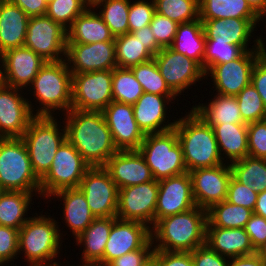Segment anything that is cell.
<instances>
[{
    "label": "cell",
    "mask_w": 266,
    "mask_h": 266,
    "mask_svg": "<svg viewBox=\"0 0 266 266\" xmlns=\"http://www.w3.org/2000/svg\"><path fill=\"white\" fill-rule=\"evenodd\" d=\"M59 118L65 123L66 139L90 167L104 166L118 151L103 112L70 109Z\"/></svg>",
    "instance_id": "obj_1"
},
{
    "label": "cell",
    "mask_w": 266,
    "mask_h": 266,
    "mask_svg": "<svg viewBox=\"0 0 266 266\" xmlns=\"http://www.w3.org/2000/svg\"><path fill=\"white\" fill-rule=\"evenodd\" d=\"M27 92L31 98L27 100L35 116H59V112H62L61 115L67 113L72 105V73L66 60L46 62L27 88Z\"/></svg>",
    "instance_id": "obj_2"
},
{
    "label": "cell",
    "mask_w": 266,
    "mask_h": 266,
    "mask_svg": "<svg viewBox=\"0 0 266 266\" xmlns=\"http://www.w3.org/2000/svg\"><path fill=\"white\" fill-rule=\"evenodd\" d=\"M38 213L30 214L32 216L19 229V256L24 254L21 258L28 266H49L60 263L57 258L62 251L63 240L68 239H63V236L68 233L61 231L63 230L60 229L61 222L55 220L54 214L43 215V210Z\"/></svg>",
    "instance_id": "obj_3"
},
{
    "label": "cell",
    "mask_w": 266,
    "mask_h": 266,
    "mask_svg": "<svg viewBox=\"0 0 266 266\" xmlns=\"http://www.w3.org/2000/svg\"><path fill=\"white\" fill-rule=\"evenodd\" d=\"M207 211L196 206L160 219L151 228L154 250L192 252L206 244Z\"/></svg>",
    "instance_id": "obj_4"
},
{
    "label": "cell",
    "mask_w": 266,
    "mask_h": 266,
    "mask_svg": "<svg viewBox=\"0 0 266 266\" xmlns=\"http://www.w3.org/2000/svg\"><path fill=\"white\" fill-rule=\"evenodd\" d=\"M178 117L174 129L187 171L224 164L213 128L192 109Z\"/></svg>",
    "instance_id": "obj_5"
},
{
    "label": "cell",
    "mask_w": 266,
    "mask_h": 266,
    "mask_svg": "<svg viewBox=\"0 0 266 266\" xmlns=\"http://www.w3.org/2000/svg\"><path fill=\"white\" fill-rule=\"evenodd\" d=\"M57 117L35 116L21 137L27 147L32 169L39 179L48 172L58 148L66 140L65 123Z\"/></svg>",
    "instance_id": "obj_6"
},
{
    "label": "cell",
    "mask_w": 266,
    "mask_h": 266,
    "mask_svg": "<svg viewBox=\"0 0 266 266\" xmlns=\"http://www.w3.org/2000/svg\"><path fill=\"white\" fill-rule=\"evenodd\" d=\"M0 186L3 191L40 193V179L22 138H0Z\"/></svg>",
    "instance_id": "obj_7"
},
{
    "label": "cell",
    "mask_w": 266,
    "mask_h": 266,
    "mask_svg": "<svg viewBox=\"0 0 266 266\" xmlns=\"http://www.w3.org/2000/svg\"><path fill=\"white\" fill-rule=\"evenodd\" d=\"M138 151L157 181L188 172L175 129L146 134Z\"/></svg>",
    "instance_id": "obj_8"
},
{
    "label": "cell",
    "mask_w": 266,
    "mask_h": 266,
    "mask_svg": "<svg viewBox=\"0 0 266 266\" xmlns=\"http://www.w3.org/2000/svg\"><path fill=\"white\" fill-rule=\"evenodd\" d=\"M89 164L66 139L58 148L48 172L40 179L41 200L56 191L66 188H78Z\"/></svg>",
    "instance_id": "obj_9"
},
{
    "label": "cell",
    "mask_w": 266,
    "mask_h": 266,
    "mask_svg": "<svg viewBox=\"0 0 266 266\" xmlns=\"http://www.w3.org/2000/svg\"><path fill=\"white\" fill-rule=\"evenodd\" d=\"M112 101V70L72 73L71 109L102 112Z\"/></svg>",
    "instance_id": "obj_10"
},
{
    "label": "cell",
    "mask_w": 266,
    "mask_h": 266,
    "mask_svg": "<svg viewBox=\"0 0 266 266\" xmlns=\"http://www.w3.org/2000/svg\"><path fill=\"white\" fill-rule=\"evenodd\" d=\"M24 46L46 62L62 61L66 58L67 30L47 15L30 17Z\"/></svg>",
    "instance_id": "obj_11"
},
{
    "label": "cell",
    "mask_w": 266,
    "mask_h": 266,
    "mask_svg": "<svg viewBox=\"0 0 266 266\" xmlns=\"http://www.w3.org/2000/svg\"><path fill=\"white\" fill-rule=\"evenodd\" d=\"M153 59L167 85L179 98L193 86L198 88L197 82L202 86L200 82L205 80L203 68L196 61L170 47L162 48Z\"/></svg>",
    "instance_id": "obj_12"
},
{
    "label": "cell",
    "mask_w": 266,
    "mask_h": 266,
    "mask_svg": "<svg viewBox=\"0 0 266 266\" xmlns=\"http://www.w3.org/2000/svg\"><path fill=\"white\" fill-rule=\"evenodd\" d=\"M260 57V50L245 51L239 58L227 63L213 66L206 74L205 81L211 80L206 85L212 84L213 92L236 96L244 87L251 83L254 65ZM211 77V78H208Z\"/></svg>",
    "instance_id": "obj_13"
},
{
    "label": "cell",
    "mask_w": 266,
    "mask_h": 266,
    "mask_svg": "<svg viewBox=\"0 0 266 266\" xmlns=\"http://www.w3.org/2000/svg\"><path fill=\"white\" fill-rule=\"evenodd\" d=\"M159 183L157 180L118 189L117 218L138 221L152 228Z\"/></svg>",
    "instance_id": "obj_14"
},
{
    "label": "cell",
    "mask_w": 266,
    "mask_h": 266,
    "mask_svg": "<svg viewBox=\"0 0 266 266\" xmlns=\"http://www.w3.org/2000/svg\"><path fill=\"white\" fill-rule=\"evenodd\" d=\"M78 188L96 218L117 216L118 187L103 166L90 167Z\"/></svg>",
    "instance_id": "obj_15"
},
{
    "label": "cell",
    "mask_w": 266,
    "mask_h": 266,
    "mask_svg": "<svg viewBox=\"0 0 266 266\" xmlns=\"http://www.w3.org/2000/svg\"><path fill=\"white\" fill-rule=\"evenodd\" d=\"M24 92L4 83L0 85V138H21L35 117Z\"/></svg>",
    "instance_id": "obj_16"
},
{
    "label": "cell",
    "mask_w": 266,
    "mask_h": 266,
    "mask_svg": "<svg viewBox=\"0 0 266 266\" xmlns=\"http://www.w3.org/2000/svg\"><path fill=\"white\" fill-rule=\"evenodd\" d=\"M192 194L196 206L209 210L213 205L226 200L232 170L229 163L190 171Z\"/></svg>",
    "instance_id": "obj_17"
},
{
    "label": "cell",
    "mask_w": 266,
    "mask_h": 266,
    "mask_svg": "<svg viewBox=\"0 0 266 266\" xmlns=\"http://www.w3.org/2000/svg\"><path fill=\"white\" fill-rule=\"evenodd\" d=\"M200 20L203 24L206 40L227 41L229 44L240 46L244 51L259 50V37L254 31L258 30V25V27L262 26L260 25V18H222ZM249 44L253 45L251 46Z\"/></svg>",
    "instance_id": "obj_18"
},
{
    "label": "cell",
    "mask_w": 266,
    "mask_h": 266,
    "mask_svg": "<svg viewBox=\"0 0 266 266\" xmlns=\"http://www.w3.org/2000/svg\"><path fill=\"white\" fill-rule=\"evenodd\" d=\"M178 99V96H164L144 92L138 101L132 105L135 121L142 132L146 135L174 129L177 118L174 117L172 120L173 117L169 113L173 111V108H171L173 106L170 104H175V101H179Z\"/></svg>",
    "instance_id": "obj_19"
},
{
    "label": "cell",
    "mask_w": 266,
    "mask_h": 266,
    "mask_svg": "<svg viewBox=\"0 0 266 266\" xmlns=\"http://www.w3.org/2000/svg\"><path fill=\"white\" fill-rule=\"evenodd\" d=\"M65 60L71 73L113 70L117 67L115 42L67 43Z\"/></svg>",
    "instance_id": "obj_20"
},
{
    "label": "cell",
    "mask_w": 266,
    "mask_h": 266,
    "mask_svg": "<svg viewBox=\"0 0 266 266\" xmlns=\"http://www.w3.org/2000/svg\"><path fill=\"white\" fill-rule=\"evenodd\" d=\"M155 210V224L167 216L183 213L196 207L189 172L161 179Z\"/></svg>",
    "instance_id": "obj_21"
},
{
    "label": "cell",
    "mask_w": 266,
    "mask_h": 266,
    "mask_svg": "<svg viewBox=\"0 0 266 266\" xmlns=\"http://www.w3.org/2000/svg\"><path fill=\"white\" fill-rule=\"evenodd\" d=\"M3 83L27 90L46 61L28 47L12 48L1 54Z\"/></svg>",
    "instance_id": "obj_22"
},
{
    "label": "cell",
    "mask_w": 266,
    "mask_h": 266,
    "mask_svg": "<svg viewBox=\"0 0 266 266\" xmlns=\"http://www.w3.org/2000/svg\"><path fill=\"white\" fill-rule=\"evenodd\" d=\"M102 112L118 151L138 150L145 134L135 121L133 106L112 101Z\"/></svg>",
    "instance_id": "obj_23"
},
{
    "label": "cell",
    "mask_w": 266,
    "mask_h": 266,
    "mask_svg": "<svg viewBox=\"0 0 266 266\" xmlns=\"http://www.w3.org/2000/svg\"><path fill=\"white\" fill-rule=\"evenodd\" d=\"M151 239V228L138 221L116 219L105 245L104 266L115 258L141 249Z\"/></svg>",
    "instance_id": "obj_24"
},
{
    "label": "cell",
    "mask_w": 266,
    "mask_h": 266,
    "mask_svg": "<svg viewBox=\"0 0 266 266\" xmlns=\"http://www.w3.org/2000/svg\"><path fill=\"white\" fill-rule=\"evenodd\" d=\"M118 189L153 181V175L138 150L117 151L103 166Z\"/></svg>",
    "instance_id": "obj_25"
},
{
    "label": "cell",
    "mask_w": 266,
    "mask_h": 266,
    "mask_svg": "<svg viewBox=\"0 0 266 266\" xmlns=\"http://www.w3.org/2000/svg\"><path fill=\"white\" fill-rule=\"evenodd\" d=\"M58 202L60 201L63 207L62 216L60 217L62 223L70 230V235L72 232L73 238H77L96 218L91 212L87 200L83 192L79 188H66L56 191L51 196L47 198L48 202H52L51 199Z\"/></svg>",
    "instance_id": "obj_26"
},
{
    "label": "cell",
    "mask_w": 266,
    "mask_h": 266,
    "mask_svg": "<svg viewBox=\"0 0 266 266\" xmlns=\"http://www.w3.org/2000/svg\"><path fill=\"white\" fill-rule=\"evenodd\" d=\"M117 217H98L75 239L79 250L83 251L80 265L104 266V251L112 224ZM82 263V264H81Z\"/></svg>",
    "instance_id": "obj_27"
},
{
    "label": "cell",
    "mask_w": 266,
    "mask_h": 266,
    "mask_svg": "<svg viewBox=\"0 0 266 266\" xmlns=\"http://www.w3.org/2000/svg\"><path fill=\"white\" fill-rule=\"evenodd\" d=\"M29 19L17 5L9 0H0V55L24 46Z\"/></svg>",
    "instance_id": "obj_28"
},
{
    "label": "cell",
    "mask_w": 266,
    "mask_h": 266,
    "mask_svg": "<svg viewBox=\"0 0 266 266\" xmlns=\"http://www.w3.org/2000/svg\"><path fill=\"white\" fill-rule=\"evenodd\" d=\"M206 244L229 259L256 253L244 228L206 227Z\"/></svg>",
    "instance_id": "obj_29"
},
{
    "label": "cell",
    "mask_w": 266,
    "mask_h": 266,
    "mask_svg": "<svg viewBox=\"0 0 266 266\" xmlns=\"http://www.w3.org/2000/svg\"><path fill=\"white\" fill-rule=\"evenodd\" d=\"M215 133L220 155L225 163L245 158L248 155L247 124H208Z\"/></svg>",
    "instance_id": "obj_30"
},
{
    "label": "cell",
    "mask_w": 266,
    "mask_h": 266,
    "mask_svg": "<svg viewBox=\"0 0 266 266\" xmlns=\"http://www.w3.org/2000/svg\"><path fill=\"white\" fill-rule=\"evenodd\" d=\"M115 37L95 9H86L67 29V43L92 44Z\"/></svg>",
    "instance_id": "obj_31"
},
{
    "label": "cell",
    "mask_w": 266,
    "mask_h": 266,
    "mask_svg": "<svg viewBox=\"0 0 266 266\" xmlns=\"http://www.w3.org/2000/svg\"><path fill=\"white\" fill-rule=\"evenodd\" d=\"M210 96H212L210 100L207 98L209 102H199L190 108L207 124H246L242 120L236 96H225L214 92L213 94L211 92Z\"/></svg>",
    "instance_id": "obj_32"
},
{
    "label": "cell",
    "mask_w": 266,
    "mask_h": 266,
    "mask_svg": "<svg viewBox=\"0 0 266 266\" xmlns=\"http://www.w3.org/2000/svg\"><path fill=\"white\" fill-rule=\"evenodd\" d=\"M32 197L41 198V193L3 191L0 194V225L19 230L30 218L28 214L34 205Z\"/></svg>",
    "instance_id": "obj_33"
},
{
    "label": "cell",
    "mask_w": 266,
    "mask_h": 266,
    "mask_svg": "<svg viewBox=\"0 0 266 266\" xmlns=\"http://www.w3.org/2000/svg\"><path fill=\"white\" fill-rule=\"evenodd\" d=\"M206 38L200 19L178 25L170 48L196 61L203 68Z\"/></svg>",
    "instance_id": "obj_34"
},
{
    "label": "cell",
    "mask_w": 266,
    "mask_h": 266,
    "mask_svg": "<svg viewBox=\"0 0 266 266\" xmlns=\"http://www.w3.org/2000/svg\"><path fill=\"white\" fill-rule=\"evenodd\" d=\"M260 18L246 0H199V19Z\"/></svg>",
    "instance_id": "obj_35"
},
{
    "label": "cell",
    "mask_w": 266,
    "mask_h": 266,
    "mask_svg": "<svg viewBox=\"0 0 266 266\" xmlns=\"http://www.w3.org/2000/svg\"><path fill=\"white\" fill-rule=\"evenodd\" d=\"M232 176L241 184L257 193L266 190V159L247 155L230 163Z\"/></svg>",
    "instance_id": "obj_36"
},
{
    "label": "cell",
    "mask_w": 266,
    "mask_h": 266,
    "mask_svg": "<svg viewBox=\"0 0 266 266\" xmlns=\"http://www.w3.org/2000/svg\"><path fill=\"white\" fill-rule=\"evenodd\" d=\"M253 214L251 209L223 200L207 210L206 227L244 228Z\"/></svg>",
    "instance_id": "obj_37"
},
{
    "label": "cell",
    "mask_w": 266,
    "mask_h": 266,
    "mask_svg": "<svg viewBox=\"0 0 266 266\" xmlns=\"http://www.w3.org/2000/svg\"><path fill=\"white\" fill-rule=\"evenodd\" d=\"M114 42L118 68H131L154 58L138 37L132 33L118 36Z\"/></svg>",
    "instance_id": "obj_38"
},
{
    "label": "cell",
    "mask_w": 266,
    "mask_h": 266,
    "mask_svg": "<svg viewBox=\"0 0 266 266\" xmlns=\"http://www.w3.org/2000/svg\"><path fill=\"white\" fill-rule=\"evenodd\" d=\"M129 7L130 0H106L95 10L116 38L129 33Z\"/></svg>",
    "instance_id": "obj_39"
},
{
    "label": "cell",
    "mask_w": 266,
    "mask_h": 266,
    "mask_svg": "<svg viewBox=\"0 0 266 266\" xmlns=\"http://www.w3.org/2000/svg\"><path fill=\"white\" fill-rule=\"evenodd\" d=\"M144 93L130 68H114L112 70L113 101L135 104Z\"/></svg>",
    "instance_id": "obj_40"
},
{
    "label": "cell",
    "mask_w": 266,
    "mask_h": 266,
    "mask_svg": "<svg viewBox=\"0 0 266 266\" xmlns=\"http://www.w3.org/2000/svg\"><path fill=\"white\" fill-rule=\"evenodd\" d=\"M144 92L164 96H177L167 85L154 59L130 68Z\"/></svg>",
    "instance_id": "obj_41"
},
{
    "label": "cell",
    "mask_w": 266,
    "mask_h": 266,
    "mask_svg": "<svg viewBox=\"0 0 266 266\" xmlns=\"http://www.w3.org/2000/svg\"><path fill=\"white\" fill-rule=\"evenodd\" d=\"M155 11L178 24L199 19V0H154Z\"/></svg>",
    "instance_id": "obj_42"
},
{
    "label": "cell",
    "mask_w": 266,
    "mask_h": 266,
    "mask_svg": "<svg viewBox=\"0 0 266 266\" xmlns=\"http://www.w3.org/2000/svg\"><path fill=\"white\" fill-rule=\"evenodd\" d=\"M236 100L242 120L246 124L266 119V107L251 83L236 95Z\"/></svg>",
    "instance_id": "obj_43"
},
{
    "label": "cell",
    "mask_w": 266,
    "mask_h": 266,
    "mask_svg": "<svg viewBox=\"0 0 266 266\" xmlns=\"http://www.w3.org/2000/svg\"><path fill=\"white\" fill-rule=\"evenodd\" d=\"M245 51L223 40H206L203 71L206 74L213 66L239 58Z\"/></svg>",
    "instance_id": "obj_44"
},
{
    "label": "cell",
    "mask_w": 266,
    "mask_h": 266,
    "mask_svg": "<svg viewBox=\"0 0 266 266\" xmlns=\"http://www.w3.org/2000/svg\"><path fill=\"white\" fill-rule=\"evenodd\" d=\"M86 9L82 0H53L47 5L46 15L67 30Z\"/></svg>",
    "instance_id": "obj_45"
},
{
    "label": "cell",
    "mask_w": 266,
    "mask_h": 266,
    "mask_svg": "<svg viewBox=\"0 0 266 266\" xmlns=\"http://www.w3.org/2000/svg\"><path fill=\"white\" fill-rule=\"evenodd\" d=\"M155 12L154 0H130L128 14L129 33L149 25Z\"/></svg>",
    "instance_id": "obj_46"
},
{
    "label": "cell",
    "mask_w": 266,
    "mask_h": 266,
    "mask_svg": "<svg viewBox=\"0 0 266 266\" xmlns=\"http://www.w3.org/2000/svg\"><path fill=\"white\" fill-rule=\"evenodd\" d=\"M18 239V229L0 225V266H17L14 259L19 257Z\"/></svg>",
    "instance_id": "obj_47"
},
{
    "label": "cell",
    "mask_w": 266,
    "mask_h": 266,
    "mask_svg": "<svg viewBox=\"0 0 266 266\" xmlns=\"http://www.w3.org/2000/svg\"><path fill=\"white\" fill-rule=\"evenodd\" d=\"M178 25L177 22L158 14L157 12L154 13L152 21L149 24L152 34L162 48L170 47L172 45Z\"/></svg>",
    "instance_id": "obj_48"
},
{
    "label": "cell",
    "mask_w": 266,
    "mask_h": 266,
    "mask_svg": "<svg viewBox=\"0 0 266 266\" xmlns=\"http://www.w3.org/2000/svg\"><path fill=\"white\" fill-rule=\"evenodd\" d=\"M248 155L266 159V119L247 124Z\"/></svg>",
    "instance_id": "obj_49"
},
{
    "label": "cell",
    "mask_w": 266,
    "mask_h": 266,
    "mask_svg": "<svg viewBox=\"0 0 266 266\" xmlns=\"http://www.w3.org/2000/svg\"><path fill=\"white\" fill-rule=\"evenodd\" d=\"M258 193L249 186L238 182L233 176L228 185L226 201L231 204L243 206L247 209L254 210Z\"/></svg>",
    "instance_id": "obj_50"
},
{
    "label": "cell",
    "mask_w": 266,
    "mask_h": 266,
    "mask_svg": "<svg viewBox=\"0 0 266 266\" xmlns=\"http://www.w3.org/2000/svg\"><path fill=\"white\" fill-rule=\"evenodd\" d=\"M153 251V242L150 239L141 249L115 258L106 266H143L152 258Z\"/></svg>",
    "instance_id": "obj_51"
},
{
    "label": "cell",
    "mask_w": 266,
    "mask_h": 266,
    "mask_svg": "<svg viewBox=\"0 0 266 266\" xmlns=\"http://www.w3.org/2000/svg\"><path fill=\"white\" fill-rule=\"evenodd\" d=\"M152 258L155 266H194L191 252L154 250Z\"/></svg>",
    "instance_id": "obj_52"
},
{
    "label": "cell",
    "mask_w": 266,
    "mask_h": 266,
    "mask_svg": "<svg viewBox=\"0 0 266 266\" xmlns=\"http://www.w3.org/2000/svg\"><path fill=\"white\" fill-rule=\"evenodd\" d=\"M194 266H228L229 258L221 256L207 244L191 252Z\"/></svg>",
    "instance_id": "obj_53"
},
{
    "label": "cell",
    "mask_w": 266,
    "mask_h": 266,
    "mask_svg": "<svg viewBox=\"0 0 266 266\" xmlns=\"http://www.w3.org/2000/svg\"><path fill=\"white\" fill-rule=\"evenodd\" d=\"M244 229L249 235L255 250L266 241V219L264 217L253 214L247 221Z\"/></svg>",
    "instance_id": "obj_54"
},
{
    "label": "cell",
    "mask_w": 266,
    "mask_h": 266,
    "mask_svg": "<svg viewBox=\"0 0 266 266\" xmlns=\"http://www.w3.org/2000/svg\"><path fill=\"white\" fill-rule=\"evenodd\" d=\"M251 84L260 94L266 107V60L261 56L257 59L251 76Z\"/></svg>",
    "instance_id": "obj_55"
},
{
    "label": "cell",
    "mask_w": 266,
    "mask_h": 266,
    "mask_svg": "<svg viewBox=\"0 0 266 266\" xmlns=\"http://www.w3.org/2000/svg\"><path fill=\"white\" fill-rule=\"evenodd\" d=\"M21 8L29 17L46 15L47 3L44 0H9Z\"/></svg>",
    "instance_id": "obj_56"
},
{
    "label": "cell",
    "mask_w": 266,
    "mask_h": 266,
    "mask_svg": "<svg viewBox=\"0 0 266 266\" xmlns=\"http://www.w3.org/2000/svg\"><path fill=\"white\" fill-rule=\"evenodd\" d=\"M135 37L144 44L145 48L155 56L162 47L157 43L154 35L152 34L151 28L149 25L144 26L140 30L131 32Z\"/></svg>",
    "instance_id": "obj_57"
},
{
    "label": "cell",
    "mask_w": 266,
    "mask_h": 266,
    "mask_svg": "<svg viewBox=\"0 0 266 266\" xmlns=\"http://www.w3.org/2000/svg\"><path fill=\"white\" fill-rule=\"evenodd\" d=\"M228 266H266V263L254 253L252 255L230 258Z\"/></svg>",
    "instance_id": "obj_58"
},
{
    "label": "cell",
    "mask_w": 266,
    "mask_h": 266,
    "mask_svg": "<svg viewBox=\"0 0 266 266\" xmlns=\"http://www.w3.org/2000/svg\"><path fill=\"white\" fill-rule=\"evenodd\" d=\"M253 213L266 219V190L258 193Z\"/></svg>",
    "instance_id": "obj_59"
},
{
    "label": "cell",
    "mask_w": 266,
    "mask_h": 266,
    "mask_svg": "<svg viewBox=\"0 0 266 266\" xmlns=\"http://www.w3.org/2000/svg\"><path fill=\"white\" fill-rule=\"evenodd\" d=\"M251 9L261 17L266 12V0H246Z\"/></svg>",
    "instance_id": "obj_60"
},
{
    "label": "cell",
    "mask_w": 266,
    "mask_h": 266,
    "mask_svg": "<svg viewBox=\"0 0 266 266\" xmlns=\"http://www.w3.org/2000/svg\"><path fill=\"white\" fill-rule=\"evenodd\" d=\"M266 34V33H265ZM259 37V50H260V56L266 60V38H263L262 33Z\"/></svg>",
    "instance_id": "obj_61"
},
{
    "label": "cell",
    "mask_w": 266,
    "mask_h": 266,
    "mask_svg": "<svg viewBox=\"0 0 266 266\" xmlns=\"http://www.w3.org/2000/svg\"><path fill=\"white\" fill-rule=\"evenodd\" d=\"M82 1L87 9H95L98 5H100L106 0H82Z\"/></svg>",
    "instance_id": "obj_62"
},
{
    "label": "cell",
    "mask_w": 266,
    "mask_h": 266,
    "mask_svg": "<svg viewBox=\"0 0 266 266\" xmlns=\"http://www.w3.org/2000/svg\"><path fill=\"white\" fill-rule=\"evenodd\" d=\"M256 254L266 263V241L256 249Z\"/></svg>",
    "instance_id": "obj_63"
},
{
    "label": "cell",
    "mask_w": 266,
    "mask_h": 266,
    "mask_svg": "<svg viewBox=\"0 0 266 266\" xmlns=\"http://www.w3.org/2000/svg\"><path fill=\"white\" fill-rule=\"evenodd\" d=\"M260 21H262L261 24L265 22L263 25L265 26L264 28H266V12L260 17Z\"/></svg>",
    "instance_id": "obj_64"
},
{
    "label": "cell",
    "mask_w": 266,
    "mask_h": 266,
    "mask_svg": "<svg viewBox=\"0 0 266 266\" xmlns=\"http://www.w3.org/2000/svg\"><path fill=\"white\" fill-rule=\"evenodd\" d=\"M3 83L2 80V62H1V55H0V85Z\"/></svg>",
    "instance_id": "obj_65"
},
{
    "label": "cell",
    "mask_w": 266,
    "mask_h": 266,
    "mask_svg": "<svg viewBox=\"0 0 266 266\" xmlns=\"http://www.w3.org/2000/svg\"><path fill=\"white\" fill-rule=\"evenodd\" d=\"M62 264H59V263H56V264H52V265H49V266H61ZM62 266H65V265H62ZM66 266H83V265H75V263H74V265H69V262L66 264Z\"/></svg>",
    "instance_id": "obj_66"
},
{
    "label": "cell",
    "mask_w": 266,
    "mask_h": 266,
    "mask_svg": "<svg viewBox=\"0 0 266 266\" xmlns=\"http://www.w3.org/2000/svg\"><path fill=\"white\" fill-rule=\"evenodd\" d=\"M143 266H155L153 258H151L146 264H144Z\"/></svg>",
    "instance_id": "obj_67"
},
{
    "label": "cell",
    "mask_w": 266,
    "mask_h": 266,
    "mask_svg": "<svg viewBox=\"0 0 266 266\" xmlns=\"http://www.w3.org/2000/svg\"><path fill=\"white\" fill-rule=\"evenodd\" d=\"M46 3H47V5L50 3V2H52L53 0H44Z\"/></svg>",
    "instance_id": "obj_68"
}]
</instances>
